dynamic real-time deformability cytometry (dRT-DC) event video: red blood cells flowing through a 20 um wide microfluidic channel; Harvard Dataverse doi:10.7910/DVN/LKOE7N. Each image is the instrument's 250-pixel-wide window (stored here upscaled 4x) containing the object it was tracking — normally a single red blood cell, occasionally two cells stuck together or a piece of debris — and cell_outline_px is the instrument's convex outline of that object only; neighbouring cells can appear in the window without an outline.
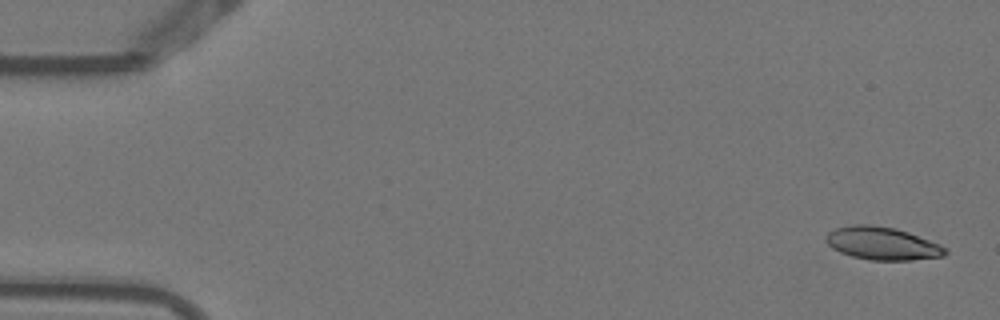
{"species": "Egyptian fruit bat (a non-hibernating species)", "species_latin": "Rousettus aegyptiacus", "temperature_condition": "warm", "stored_images_in_passage": 6, "camera_frame_rate_fps": 3000, "um_per_image_px": 0.085, "animal": {"sex": "female"}, "frame": {"image": 1, "passage_image": 1, "time_ms": 0.0, "image_size_px": [1000, 320], "cell_outline_px": [[948, 252], [944, 256], [912, 260], [872, 260], [852, 256], [840, 252], [832, 248], [824, 240], [824, 236], [828, 232], [836, 228], [852, 224], [872, 224], [896, 228], [908, 232], [940, 244], [948, 248]], "centroid_in_image_um": [74.99, 20.68], "position_along_channel_um": 10.0, "area_um2": 23.06}}
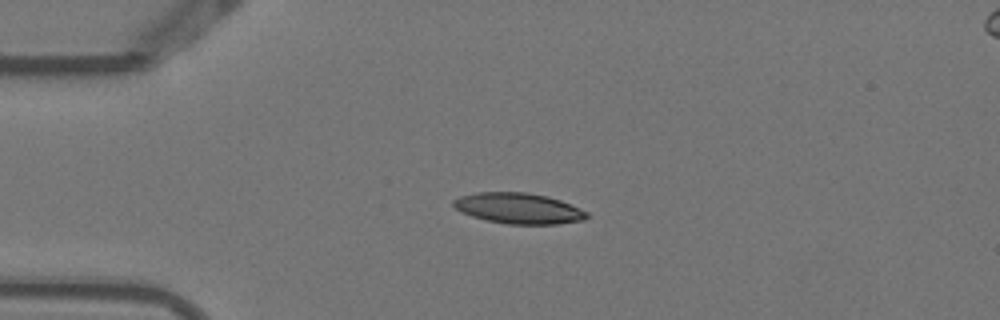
{"frame": {"image": 2, "passage_image": 4, "time_ms": 1.0, "image_size_px": [1000, 320], "cell_outline_px": [[588, 216], [584, 220], [556, 224], [508, 224], [488, 220], [472, 216], [460, 212], [452, 204], [452, 200], [460, 196], [476, 192], [528, 192], [548, 196], [560, 200], [580, 208], [588, 212]], "centroid_in_image_um": [44.07, 17.7], "position_along_channel_um": 40.9, "area_um2": 23.93}}